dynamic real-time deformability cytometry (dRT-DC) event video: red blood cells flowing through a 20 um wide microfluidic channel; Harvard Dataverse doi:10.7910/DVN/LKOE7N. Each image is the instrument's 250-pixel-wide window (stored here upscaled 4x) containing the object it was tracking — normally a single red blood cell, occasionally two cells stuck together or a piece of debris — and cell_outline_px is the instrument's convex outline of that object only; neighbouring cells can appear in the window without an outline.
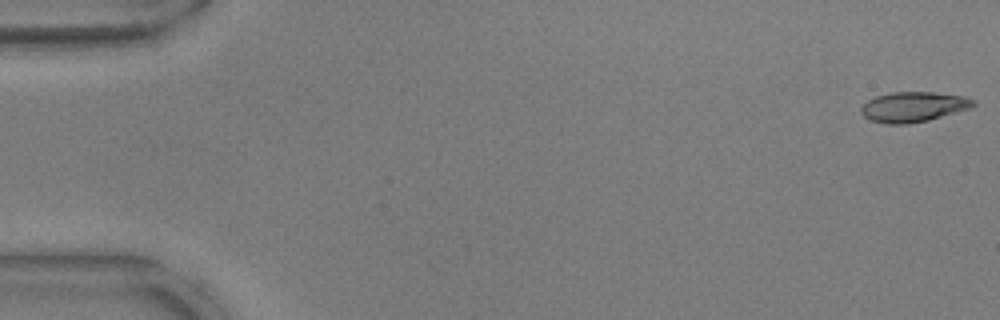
{"species": "common noctule bat (a hibernating species)", "species_latin": "Nyctalus noctula", "temperature_condition": "warm", "stored_images_in_passage": 53, "camera_frame_rate_fps": 3000, "um_per_image_px": 0.085, "animal": {"sex": "male", "body_mass_g": 17.9, "forearm_length_mm": 54.2}, "frame": {"image": 1, "passage_image": 1, "time_ms": 0.0, "image_size_px": [1000, 320], "cell_outline_px": [[976, 104], [968, 108], [928, 120], [908, 124], [888, 124], [868, 120], [860, 112], [860, 108], [868, 100], [876, 96], [892, 92], [932, 92], [964, 96], [976, 100]], "centroid_in_image_um": [77.6, 9.08], "position_along_channel_um": 7.4, "area_um2": 19.59}}
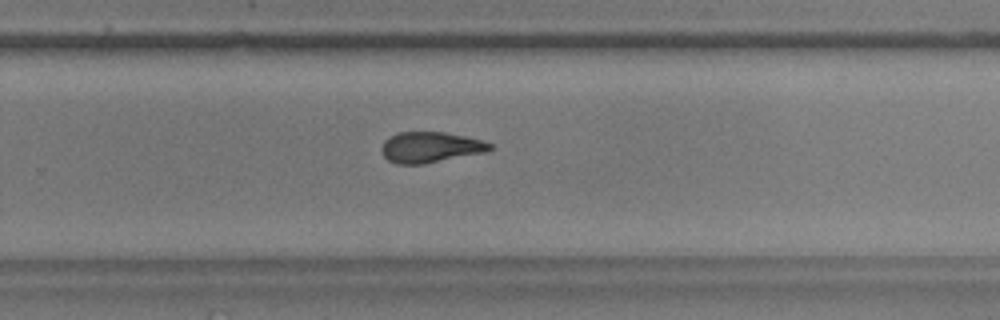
{"frame": {"image": 2, "passage_image": 35, "time_ms": 11.333, "image_size_px": [1000, 320], "cell_outline_px": [[492, 148], [484, 152], [424, 164], [396, 164], [388, 160], [380, 152], [380, 148], [384, 140], [388, 136], [400, 132], [444, 132], [464, 136], [480, 140], [492, 144]], "centroid_in_image_um": [36.51, 12.52], "position_along_channel_um": 293.3, "area_um2": 19.36}}
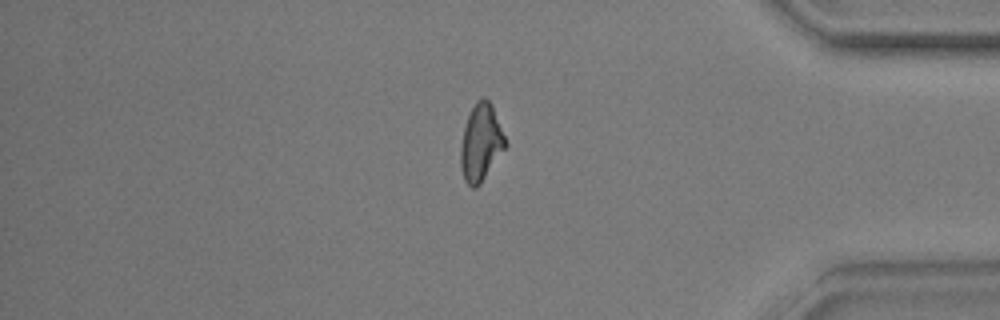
{"frame": {"image": 3, "passage_image": 45, "time_ms": 14.667, "image_size_px": [1000, 320], "cell_outline_px": [[508, 144], [480, 184], [476, 188], [472, 188], [464, 180], [460, 168], [460, 148], [464, 128], [468, 116], [476, 100], [480, 96], [484, 96], [492, 104]], "centroid_in_image_um": [40.87, 12.11], "position_along_channel_um": 394.3, "area_um2": 20.17}, "authors_computed_cell_mechanics": {"area_um2": 19.8254, "velocity_mm_per_s": 3.802, "shape_relaxation_time_tau1_ms": null, "shape_relaxation_time_tau2_ms": 2.7555, "deformation_change_tau1": null, "deformation_change_tau2": 0.105}}